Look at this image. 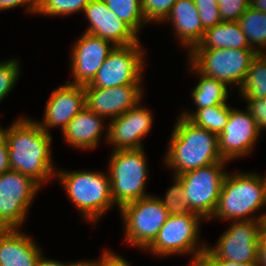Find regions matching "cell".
I'll use <instances>...</instances> for the list:
<instances>
[{
  "label": "cell",
  "instance_id": "obj_31",
  "mask_svg": "<svg viewBox=\"0 0 266 266\" xmlns=\"http://www.w3.org/2000/svg\"><path fill=\"white\" fill-rule=\"evenodd\" d=\"M177 0H141L142 10L149 22H164Z\"/></svg>",
  "mask_w": 266,
  "mask_h": 266
},
{
  "label": "cell",
  "instance_id": "obj_36",
  "mask_svg": "<svg viewBox=\"0 0 266 266\" xmlns=\"http://www.w3.org/2000/svg\"><path fill=\"white\" fill-rule=\"evenodd\" d=\"M93 266H131L120 255L105 250L101 258L97 261H90Z\"/></svg>",
  "mask_w": 266,
  "mask_h": 266
},
{
  "label": "cell",
  "instance_id": "obj_27",
  "mask_svg": "<svg viewBox=\"0 0 266 266\" xmlns=\"http://www.w3.org/2000/svg\"><path fill=\"white\" fill-rule=\"evenodd\" d=\"M108 8L136 34L148 24L142 10L141 0H103Z\"/></svg>",
  "mask_w": 266,
  "mask_h": 266
},
{
  "label": "cell",
  "instance_id": "obj_13",
  "mask_svg": "<svg viewBox=\"0 0 266 266\" xmlns=\"http://www.w3.org/2000/svg\"><path fill=\"white\" fill-rule=\"evenodd\" d=\"M258 124L246 108H231L229 119L218 136L219 152L223 160L230 161L249 154L260 134Z\"/></svg>",
  "mask_w": 266,
  "mask_h": 266
},
{
  "label": "cell",
  "instance_id": "obj_30",
  "mask_svg": "<svg viewBox=\"0 0 266 266\" xmlns=\"http://www.w3.org/2000/svg\"><path fill=\"white\" fill-rule=\"evenodd\" d=\"M20 74V63L16 59L0 62V102L16 85Z\"/></svg>",
  "mask_w": 266,
  "mask_h": 266
},
{
  "label": "cell",
  "instance_id": "obj_18",
  "mask_svg": "<svg viewBox=\"0 0 266 266\" xmlns=\"http://www.w3.org/2000/svg\"><path fill=\"white\" fill-rule=\"evenodd\" d=\"M142 85L85 88L86 106L104 118H116L135 107L142 98ZM142 93V94H141Z\"/></svg>",
  "mask_w": 266,
  "mask_h": 266
},
{
  "label": "cell",
  "instance_id": "obj_42",
  "mask_svg": "<svg viewBox=\"0 0 266 266\" xmlns=\"http://www.w3.org/2000/svg\"><path fill=\"white\" fill-rule=\"evenodd\" d=\"M79 266H93L89 261H84Z\"/></svg>",
  "mask_w": 266,
  "mask_h": 266
},
{
  "label": "cell",
  "instance_id": "obj_35",
  "mask_svg": "<svg viewBox=\"0 0 266 266\" xmlns=\"http://www.w3.org/2000/svg\"><path fill=\"white\" fill-rule=\"evenodd\" d=\"M190 266H258V263H237L220 258H207L202 254L191 261Z\"/></svg>",
  "mask_w": 266,
  "mask_h": 266
},
{
  "label": "cell",
  "instance_id": "obj_26",
  "mask_svg": "<svg viewBox=\"0 0 266 266\" xmlns=\"http://www.w3.org/2000/svg\"><path fill=\"white\" fill-rule=\"evenodd\" d=\"M230 110L231 107L225 103L212 107L201 108L192 114L183 111L181 116L189 119L196 126L205 128L206 130L219 136L228 122Z\"/></svg>",
  "mask_w": 266,
  "mask_h": 266
},
{
  "label": "cell",
  "instance_id": "obj_2",
  "mask_svg": "<svg viewBox=\"0 0 266 266\" xmlns=\"http://www.w3.org/2000/svg\"><path fill=\"white\" fill-rule=\"evenodd\" d=\"M218 135L180 116L172 131L164 163L174 176L222 161Z\"/></svg>",
  "mask_w": 266,
  "mask_h": 266
},
{
  "label": "cell",
  "instance_id": "obj_32",
  "mask_svg": "<svg viewBox=\"0 0 266 266\" xmlns=\"http://www.w3.org/2000/svg\"><path fill=\"white\" fill-rule=\"evenodd\" d=\"M204 30L212 28L222 22L217 0H193Z\"/></svg>",
  "mask_w": 266,
  "mask_h": 266
},
{
  "label": "cell",
  "instance_id": "obj_19",
  "mask_svg": "<svg viewBox=\"0 0 266 266\" xmlns=\"http://www.w3.org/2000/svg\"><path fill=\"white\" fill-rule=\"evenodd\" d=\"M20 229H0V266H37L42 252Z\"/></svg>",
  "mask_w": 266,
  "mask_h": 266
},
{
  "label": "cell",
  "instance_id": "obj_1",
  "mask_svg": "<svg viewBox=\"0 0 266 266\" xmlns=\"http://www.w3.org/2000/svg\"><path fill=\"white\" fill-rule=\"evenodd\" d=\"M11 170L30 176L40 186L55 177L51 158L52 137L38 122L24 117L3 129ZM55 169V170H54Z\"/></svg>",
  "mask_w": 266,
  "mask_h": 266
},
{
  "label": "cell",
  "instance_id": "obj_28",
  "mask_svg": "<svg viewBox=\"0 0 266 266\" xmlns=\"http://www.w3.org/2000/svg\"><path fill=\"white\" fill-rule=\"evenodd\" d=\"M91 0H39L37 14L48 16L70 15L84 10Z\"/></svg>",
  "mask_w": 266,
  "mask_h": 266
},
{
  "label": "cell",
  "instance_id": "obj_8",
  "mask_svg": "<svg viewBox=\"0 0 266 266\" xmlns=\"http://www.w3.org/2000/svg\"><path fill=\"white\" fill-rule=\"evenodd\" d=\"M125 240L133 247L147 249L156 239L169 214L158 197L148 195L122 206Z\"/></svg>",
  "mask_w": 266,
  "mask_h": 266
},
{
  "label": "cell",
  "instance_id": "obj_11",
  "mask_svg": "<svg viewBox=\"0 0 266 266\" xmlns=\"http://www.w3.org/2000/svg\"><path fill=\"white\" fill-rule=\"evenodd\" d=\"M40 185L30 176L9 170L0 175V229H19Z\"/></svg>",
  "mask_w": 266,
  "mask_h": 266
},
{
  "label": "cell",
  "instance_id": "obj_22",
  "mask_svg": "<svg viewBox=\"0 0 266 266\" xmlns=\"http://www.w3.org/2000/svg\"><path fill=\"white\" fill-rule=\"evenodd\" d=\"M194 49H252L237 21H222L205 30Z\"/></svg>",
  "mask_w": 266,
  "mask_h": 266
},
{
  "label": "cell",
  "instance_id": "obj_24",
  "mask_svg": "<svg viewBox=\"0 0 266 266\" xmlns=\"http://www.w3.org/2000/svg\"><path fill=\"white\" fill-rule=\"evenodd\" d=\"M237 22L250 47L257 53H265L261 48H266V13L249 7Z\"/></svg>",
  "mask_w": 266,
  "mask_h": 266
},
{
  "label": "cell",
  "instance_id": "obj_43",
  "mask_svg": "<svg viewBox=\"0 0 266 266\" xmlns=\"http://www.w3.org/2000/svg\"><path fill=\"white\" fill-rule=\"evenodd\" d=\"M3 136V128L0 127V138Z\"/></svg>",
  "mask_w": 266,
  "mask_h": 266
},
{
  "label": "cell",
  "instance_id": "obj_9",
  "mask_svg": "<svg viewBox=\"0 0 266 266\" xmlns=\"http://www.w3.org/2000/svg\"><path fill=\"white\" fill-rule=\"evenodd\" d=\"M202 219L196 213L169 215L156 239L147 250L160 257L194 252L192 256V261H194L207 249L206 244L198 243L199 225Z\"/></svg>",
  "mask_w": 266,
  "mask_h": 266
},
{
  "label": "cell",
  "instance_id": "obj_7",
  "mask_svg": "<svg viewBox=\"0 0 266 266\" xmlns=\"http://www.w3.org/2000/svg\"><path fill=\"white\" fill-rule=\"evenodd\" d=\"M257 54L255 49H193L188 58L203 75L240 87Z\"/></svg>",
  "mask_w": 266,
  "mask_h": 266
},
{
  "label": "cell",
  "instance_id": "obj_21",
  "mask_svg": "<svg viewBox=\"0 0 266 266\" xmlns=\"http://www.w3.org/2000/svg\"><path fill=\"white\" fill-rule=\"evenodd\" d=\"M103 118L85 106L62 131L66 143L78 149H93L100 141Z\"/></svg>",
  "mask_w": 266,
  "mask_h": 266
},
{
  "label": "cell",
  "instance_id": "obj_37",
  "mask_svg": "<svg viewBox=\"0 0 266 266\" xmlns=\"http://www.w3.org/2000/svg\"><path fill=\"white\" fill-rule=\"evenodd\" d=\"M23 5L27 12L36 13L38 11L39 0H0V10L12 9Z\"/></svg>",
  "mask_w": 266,
  "mask_h": 266
},
{
  "label": "cell",
  "instance_id": "obj_12",
  "mask_svg": "<svg viewBox=\"0 0 266 266\" xmlns=\"http://www.w3.org/2000/svg\"><path fill=\"white\" fill-rule=\"evenodd\" d=\"M140 41L128 46H116L85 88H113L141 85L144 51Z\"/></svg>",
  "mask_w": 266,
  "mask_h": 266
},
{
  "label": "cell",
  "instance_id": "obj_3",
  "mask_svg": "<svg viewBox=\"0 0 266 266\" xmlns=\"http://www.w3.org/2000/svg\"><path fill=\"white\" fill-rule=\"evenodd\" d=\"M265 205L266 188L260 175L241 172L233 175L227 173L212 219L216 217L222 220H264L266 222V213L258 217L251 214Z\"/></svg>",
  "mask_w": 266,
  "mask_h": 266
},
{
  "label": "cell",
  "instance_id": "obj_5",
  "mask_svg": "<svg viewBox=\"0 0 266 266\" xmlns=\"http://www.w3.org/2000/svg\"><path fill=\"white\" fill-rule=\"evenodd\" d=\"M145 156L144 148L112 151L108 174L113 203L119 209L148 196L145 193L149 174Z\"/></svg>",
  "mask_w": 266,
  "mask_h": 266
},
{
  "label": "cell",
  "instance_id": "obj_4",
  "mask_svg": "<svg viewBox=\"0 0 266 266\" xmlns=\"http://www.w3.org/2000/svg\"><path fill=\"white\" fill-rule=\"evenodd\" d=\"M55 176L83 218L94 224L114 205L110 177L106 172L56 171Z\"/></svg>",
  "mask_w": 266,
  "mask_h": 266
},
{
  "label": "cell",
  "instance_id": "obj_39",
  "mask_svg": "<svg viewBox=\"0 0 266 266\" xmlns=\"http://www.w3.org/2000/svg\"><path fill=\"white\" fill-rule=\"evenodd\" d=\"M258 266H266V226L263 228L258 243Z\"/></svg>",
  "mask_w": 266,
  "mask_h": 266
},
{
  "label": "cell",
  "instance_id": "obj_10",
  "mask_svg": "<svg viewBox=\"0 0 266 266\" xmlns=\"http://www.w3.org/2000/svg\"><path fill=\"white\" fill-rule=\"evenodd\" d=\"M264 220L233 221L213 247L203 253L207 258H220L237 263H257L259 237Z\"/></svg>",
  "mask_w": 266,
  "mask_h": 266
},
{
  "label": "cell",
  "instance_id": "obj_17",
  "mask_svg": "<svg viewBox=\"0 0 266 266\" xmlns=\"http://www.w3.org/2000/svg\"><path fill=\"white\" fill-rule=\"evenodd\" d=\"M86 106L85 87L66 83L52 91L46 103L45 113L40 127L48 134L50 128L57 126L63 131L72 118Z\"/></svg>",
  "mask_w": 266,
  "mask_h": 266
},
{
  "label": "cell",
  "instance_id": "obj_40",
  "mask_svg": "<svg viewBox=\"0 0 266 266\" xmlns=\"http://www.w3.org/2000/svg\"><path fill=\"white\" fill-rule=\"evenodd\" d=\"M83 261H78L75 263L63 264L57 260L44 259L43 254L40 256L37 262V266H79Z\"/></svg>",
  "mask_w": 266,
  "mask_h": 266
},
{
  "label": "cell",
  "instance_id": "obj_15",
  "mask_svg": "<svg viewBox=\"0 0 266 266\" xmlns=\"http://www.w3.org/2000/svg\"><path fill=\"white\" fill-rule=\"evenodd\" d=\"M115 47L108 40L84 32L72 47L70 57L73 82H67L77 85L89 84Z\"/></svg>",
  "mask_w": 266,
  "mask_h": 266
},
{
  "label": "cell",
  "instance_id": "obj_6",
  "mask_svg": "<svg viewBox=\"0 0 266 266\" xmlns=\"http://www.w3.org/2000/svg\"><path fill=\"white\" fill-rule=\"evenodd\" d=\"M227 161L213 163L175 176L183 187L184 199L190 210L203 220H210L217 208L224 179V165Z\"/></svg>",
  "mask_w": 266,
  "mask_h": 266
},
{
  "label": "cell",
  "instance_id": "obj_25",
  "mask_svg": "<svg viewBox=\"0 0 266 266\" xmlns=\"http://www.w3.org/2000/svg\"><path fill=\"white\" fill-rule=\"evenodd\" d=\"M238 89L242 98H266V52L254 57Z\"/></svg>",
  "mask_w": 266,
  "mask_h": 266
},
{
  "label": "cell",
  "instance_id": "obj_38",
  "mask_svg": "<svg viewBox=\"0 0 266 266\" xmlns=\"http://www.w3.org/2000/svg\"><path fill=\"white\" fill-rule=\"evenodd\" d=\"M11 170L9 165L8 144L4 136L0 138V175Z\"/></svg>",
  "mask_w": 266,
  "mask_h": 266
},
{
  "label": "cell",
  "instance_id": "obj_14",
  "mask_svg": "<svg viewBox=\"0 0 266 266\" xmlns=\"http://www.w3.org/2000/svg\"><path fill=\"white\" fill-rule=\"evenodd\" d=\"M140 103L106 125V140L115 146L114 151L144 148L143 136L150 132L153 116Z\"/></svg>",
  "mask_w": 266,
  "mask_h": 266
},
{
  "label": "cell",
  "instance_id": "obj_20",
  "mask_svg": "<svg viewBox=\"0 0 266 266\" xmlns=\"http://www.w3.org/2000/svg\"><path fill=\"white\" fill-rule=\"evenodd\" d=\"M164 21L172 23L181 45L186 46L188 52H191L203 38L205 30L193 0H177Z\"/></svg>",
  "mask_w": 266,
  "mask_h": 266
},
{
  "label": "cell",
  "instance_id": "obj_16",
  "mask_svg": "<svg viewBox=\"0 0 266 266\" xmlns=\"http://www.w3.org/2000/svg\"><path fill=\"white\" fill-rule=\"evenodd\" d=\"M83 13L90 22L85 33L108 40L115 46H128L139 41L137 34L103 0H91Z\"/></svg>",
  "mask_w": 266,
  "mask_h": 266
},
{
  "label": "cell",
  "instance_id": "obj_29",
  "mask_svg": "<svg viewBox=\"0 0 266 266\" xmlns=\"http://www.w3.org/2000/svg\"><path fill=\"white\" fill-rule=\"evenodd\" d=\"M174 184L165 195V198H159L161 205L167 210L169 215H186L193 213L190 210L188 202L184 199L183 187L181 182L174 176Z\"/></svg>",
  "mask_w": 266,
  "mask_h": 266
},
{
  "label": "cell",
  "instance_id": "obj_33",
  "mask_svg": "<svg viewBox=\"0 0 266 266\" xmlns=\"http://www.w3.org/2000/svg\"><path fill=\"white\" fill-rule=\"evenodd\" d=\"M222 21H238L250 7V0H217Z\"/></svg>",
  "mask_w": 266,
  "mask_h": 266
},
{
  "label": "cell",
  "instance_id": "obj_41",
  "mask_svg": "<svg viewBox=\"0 0 266 266\" xmlns=\"http://www.w3.org/2000/svg\"><path fill=\"white\" fill-rule=\"evenodd\" d=\"M250 7L263 13H266V0H251Z\"/></svg>",
  "mask_w": 266,
  "mask_h": 266
},
{
  "label": "cell",
  "instance_id": "obj_23",
  "mask_svg": "<svg viewBox=\"0 0 266 266\" xmlns=\"http://www.w3.org/2000/svg\"><path fill=\"white\" fill-rule=\"evenodd\" d=\"M191 70L199 74L200 80L193 89L192 98L197 110L201 108L212 107L215 105L225 104L228 99V85L223 81L208 77L200 73L191 63Z\"/></svg>",
  "mask_w": 266,
  "mask_h": 266
},
{
  "label": "cell",
  "instance_id": "obj_44",
  "mask_svg": "<svg viewBox=\"0 0 266 266\" xmlns=\"http://www.w3.org/2000/svg\"><path fill=\"white\" fill-rule=\"evenodd\" d=\"M266 175V174H265ZM263 180H264V183H265V188H266V176L265 177H262Z\"/></svg>",
  "mask_w": 266,
  "mask_h": 266
},
{
  "label": "cell",
  "instance_id": "obj_34",
  "mask_svg": "<svg viewBox=\"0 0 266 266\" xmlns=\"http://www.w3.org/2000/svg\"><path fill=\"white\" fill-rule=\"evenodd\" d=\"M246 100L247 109L256 120L260 132L266 129V98H243Z\"/></svg>",
  "mask_w": 266,
  "mask_h": 266
}]
</instances>
